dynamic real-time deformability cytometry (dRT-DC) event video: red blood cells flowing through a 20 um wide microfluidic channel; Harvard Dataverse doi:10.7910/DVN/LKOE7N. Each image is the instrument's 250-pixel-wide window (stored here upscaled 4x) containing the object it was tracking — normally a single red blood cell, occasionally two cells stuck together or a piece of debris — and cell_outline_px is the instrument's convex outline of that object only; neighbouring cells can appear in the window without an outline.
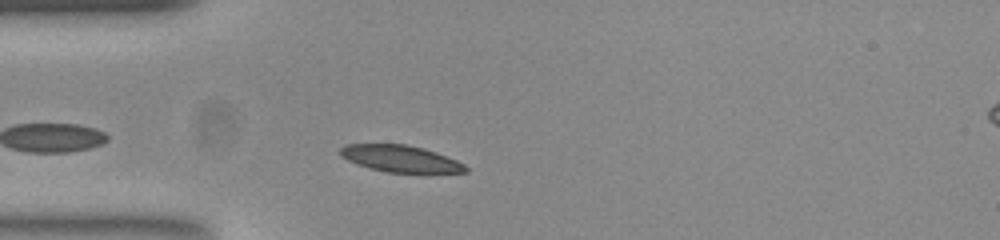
{"species": "common noctule bat (a hibernating species)", "species_latin": "Nyctalus noctula", "temperature_condition": "room temperature", "stored_images_in_passage": 40, "camera_frame_rate_fps": 3000, "um_per_image_px": 0.085, "animal": {"sex": "female", "body_mass_g": 23.0, "forearm_length_mm": 53.4}, "frame": {"image": 1, "passage_image": 6, "time_ms": 1.667, "image_size_px": [1000, 240], "cell_outline_px": [[468, 172], [428, 176], [388, 172], [356, 164], [340, 156], [340, 148], [344, 144], [404, 144], [436, 152], [456, 160], [464, 164], [468, 168]], "centroid_in_image_um": [34.14, 13.55], "position_along_channel_um": 50.9, "area_um2": 20.35}}
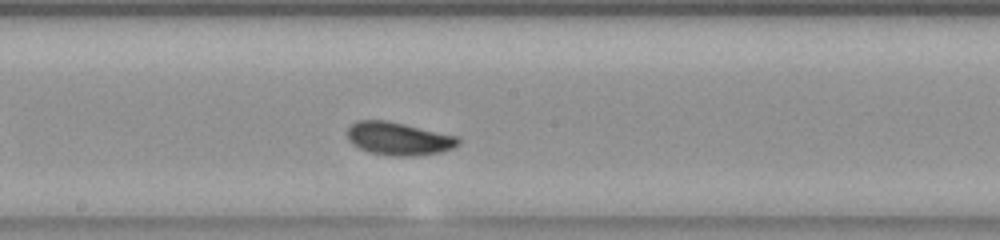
{"frame": {"image": 2, "passage_image": 20, "time_ms": 6.333, "image_size_px": [1000, 240], "cell_outline_px": [[460, 144], [452, 148], [440, 152], [416, 156], [396, 156], [368, 152], [360, 148], [348, 136], [348, 128], [352, 124], [360, 120], [384, 120], [456, 136], [460, 140]], "centroid_in_image_um": [33.91, 11.8], "position_along_channel_um": 214.3, "area_um2": 20.75}}
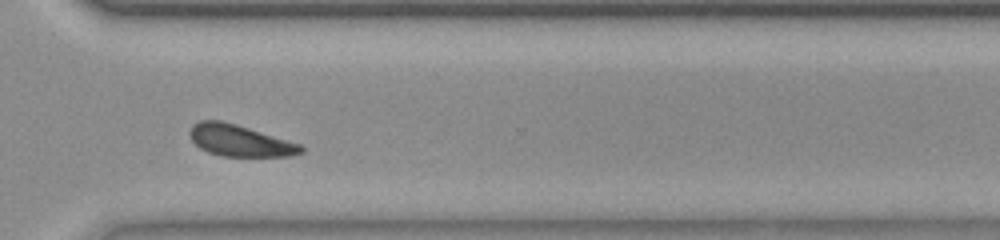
{"frame": {"image": 3, "passage_image": 31, "time_ms": 10.0, "image_size_px": [1000, 240], "cell_outline_px": [[304, 152], [292, 156], [220, 156], [208, 152], [200, 148], [192, 140], [188, 132], [200, 120], [220, 120], [248, 128], [300, 144], [304, 148]], "centroid_in_image_um": [20.39, 11.97], "position_along_channel_um": 350.2, "area_um2": 20.11}, "authors_computed_cell_mechanics": {"area_um2": 20.2011, "velocity_mm_per_s": 3.6991, "shape_relaxation_time_tau1_ms": null, "shape_relaxation_time_tau2_ms": 5.1109, "deformation_change_tau1": null, "deformation_change_tau2": 0.093}}